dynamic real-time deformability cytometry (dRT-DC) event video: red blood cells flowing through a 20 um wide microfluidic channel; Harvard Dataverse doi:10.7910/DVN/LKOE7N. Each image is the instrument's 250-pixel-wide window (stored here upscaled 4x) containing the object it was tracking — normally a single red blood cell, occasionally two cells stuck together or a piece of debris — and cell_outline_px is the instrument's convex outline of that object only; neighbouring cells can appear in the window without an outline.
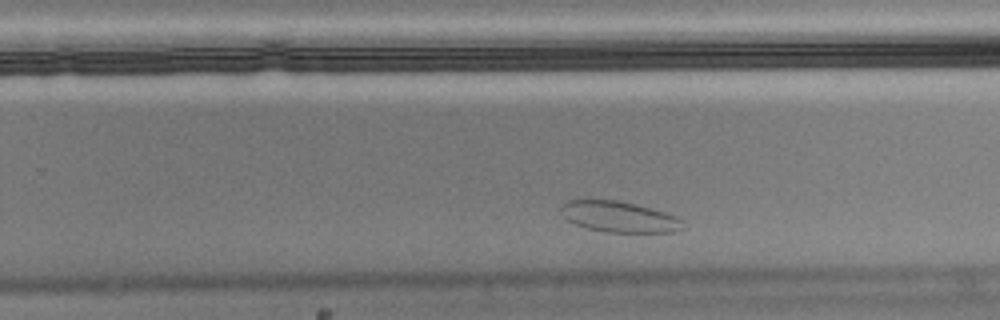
{"species": "Egyptian fruit bat (a non-hibernating species)", "species_latin": "Rousettus aegyptiacus", "temperature_condition": "cold", "stored_images_in_passage": 39, "camera_frame_rate_fps": 3000, "um_per_image_px": 0.085, "animal": {"sex": "male"}, "frame": {"image": 1, "passage_image": 23, "time_ms": 7.333, "image_size_px": [1000, 320], "cell_outline_px": [[688, 224], [684, 228], [672, 232], [604, 232], [584, 228], [568, 220], [560, 212], [560, 208], [568, 200], [576, 196], [584, 196], [620, 200], [636, 204], [664, 212], [676, 216], [684, 220]], "centroid_in_image_um": [52.57, 18.38], "position_along_channel_um": 277.2, "area_um2": 23.0}}